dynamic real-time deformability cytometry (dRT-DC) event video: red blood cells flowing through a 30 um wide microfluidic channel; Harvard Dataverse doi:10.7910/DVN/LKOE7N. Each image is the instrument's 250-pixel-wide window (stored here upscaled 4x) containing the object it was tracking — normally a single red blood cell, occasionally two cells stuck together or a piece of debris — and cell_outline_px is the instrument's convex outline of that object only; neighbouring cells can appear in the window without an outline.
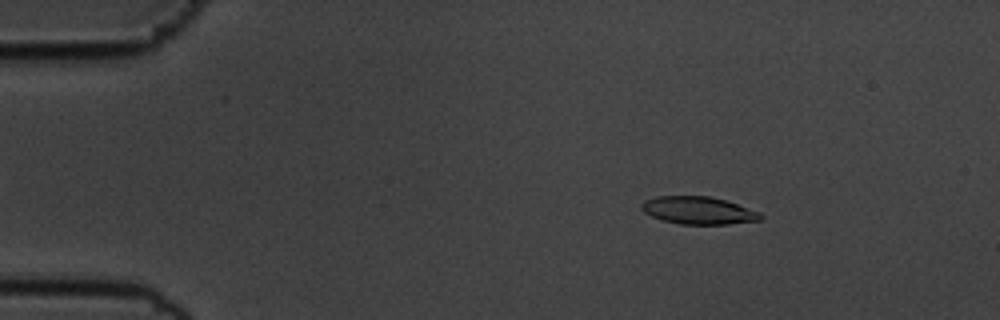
{"species": "common noctule bat (a hibernating species)", "species_latin": "Nyctalus noctula", "temperature_condition": "cold", "stored_images_in_passage": 55, "camera_frame_rate_fps": 3000, "um_per_image_px": 0.085, "animal": {"sex": "male", "body_mass_g": 19.5, "forearm_length_mm": 54.6}, "frame": {"image": 1, "passage_image": 8, "time_ms": 2.333, "image_size_px": [1000, 320], "cell_outline_px": [[764, 216], [760, 220], [728, 224], [680, 224], [664, 220], [652, 216], [644, 212], [640, 208], [640, 204], [644, 200], [656, 196], [708, 196], [724, 200], [760, 212]], "centroid_in_image_um": [59.34, 17.88], "position_along_channel_um": 25.7, "area_um2": 19.02}}
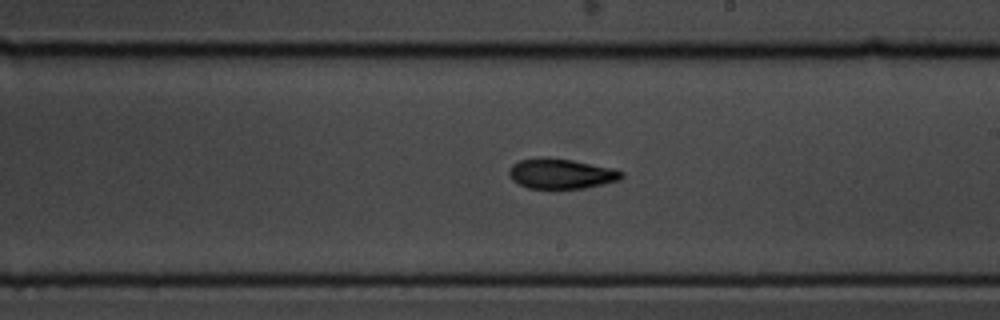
{"frame": {"image": 2, "passage_image": 32, "time_ms": 10.333, "image_size_px": [1000, 320], "cell_outline_px": [[624, 176], [620, 180], [584, 188], [528, 188], [512, 180], [508, 172], [512, 164], [520, 160], [540, 156], [544, 156], [572, 160], [612, 168], [624, 172]], "centroid_in_image_um": [47.68, 14.75], "position_along_channel_um": 241.3, "area_um2": 19.77}}
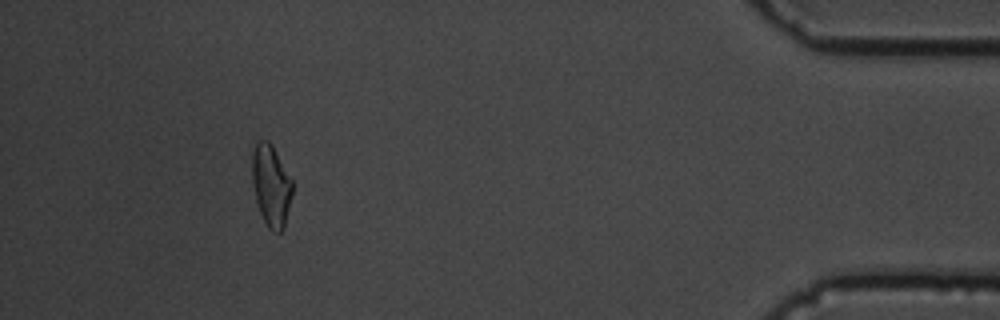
{"frame": {"image": 3, "passage_image": 51, "time_ms": 16.667, "image_size_px": [1000, 320], "cell_outline_px": [[292, 196], [284, 228], [280, 232], [272, 232], [268, 228], [260, 212], [256, 200], [252, 184], [252, 152], [256, 140], [268, 140], [292, 180]], "centroid_in_image_um": [23.03, 15.79], "position_along_channel_um": 412.2, "area_um2": 19.07}, "authors_computed_cell_mechanics": {"area_um2": 19.5942, "velocity_mm_per_s": 3.5802, "shape_relaxation_time_tau1_ms": 5.1302, "shape_relaxation_time_tau2_ms": 5.0879, "deformation_change_tau1": 0.1471, "deformation_change_tau2": 0.1275}}